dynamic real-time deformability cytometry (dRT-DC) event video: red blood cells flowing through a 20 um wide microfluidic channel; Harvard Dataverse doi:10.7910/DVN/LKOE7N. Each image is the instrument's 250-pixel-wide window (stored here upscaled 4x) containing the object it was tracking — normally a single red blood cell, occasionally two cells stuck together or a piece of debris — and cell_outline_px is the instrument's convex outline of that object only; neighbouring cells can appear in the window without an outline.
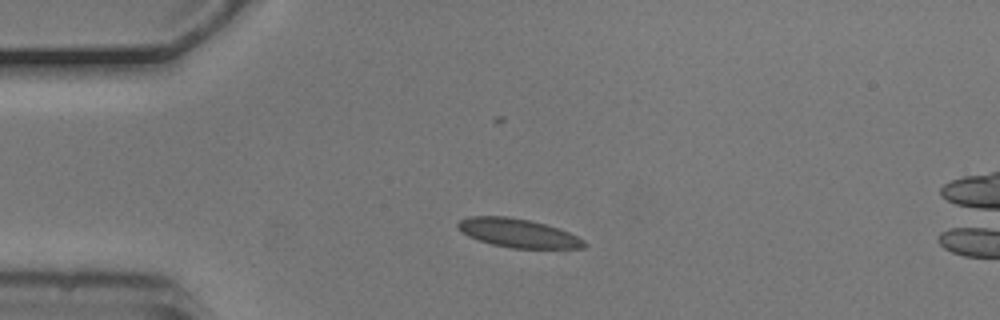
{"species": "common noctule bat (a hibernating species)", "species_latin": "Nyctalus noctula", "temperature_condition": "cold", "stored_images_in_passage": 3, "camera_frame_rate_fps": 3000, "um_per_image_px": 0.085, "animal": {"sex": "male", "body_mass_g": 20.5, "forearm_length_mm": 52.5}, "frame": {"image": 1, "passage_image": 1, "time_ms": 0.0, "image_size_px": [1000, 320], "cell_outline_px": [[588, 244], [584, 248], [512, 248], [492, 244], [468, 236], [456, 224], [460, 220], [472, 216], [508, 216], [528, 220], [544, 224], [568, 232], [584, 240]], "centroid_in_image_um": [44.05, 19.81], "position_along_channel_um": 40.9, "area_um2": 20.75}}